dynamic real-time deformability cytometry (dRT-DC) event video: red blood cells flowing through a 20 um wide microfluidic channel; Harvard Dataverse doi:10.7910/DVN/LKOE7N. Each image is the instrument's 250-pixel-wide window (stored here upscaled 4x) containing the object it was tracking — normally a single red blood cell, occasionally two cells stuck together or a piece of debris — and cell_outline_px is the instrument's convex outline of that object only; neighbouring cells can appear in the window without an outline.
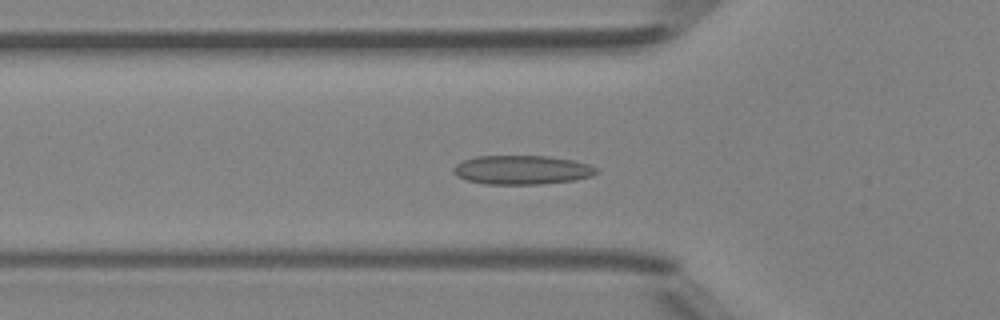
{"species": "Egyptian fruit bat (a non-hibernating species)", "species_latin": "Rousettus aegyptiacus", "temperature_condition": "room temperature", "stored_images_in_passage": 48, "camera_frame_rate_fps": 3000, "um_per_image_px": 0.085, "animal": {"sex": "female"}, "frame": {"image": 1, "passage_image": 16, "time_ms": 5.0, "image_size_px": [1000, 320], "cell_outline_px": [[600, 172], [592, 176], [572, 180], [540, 184], [484, 184], [468, 180], [456, 176], [452, 172], [452, 168], [456, 164], [464, 160], [476, 156], [548, 156], [572, 160], [588, 164], [596, 168]], "centroid_in_image_um": [44.34, 14.44], "position_along_channel_um": 81.5, "area_um2": 24.16}}
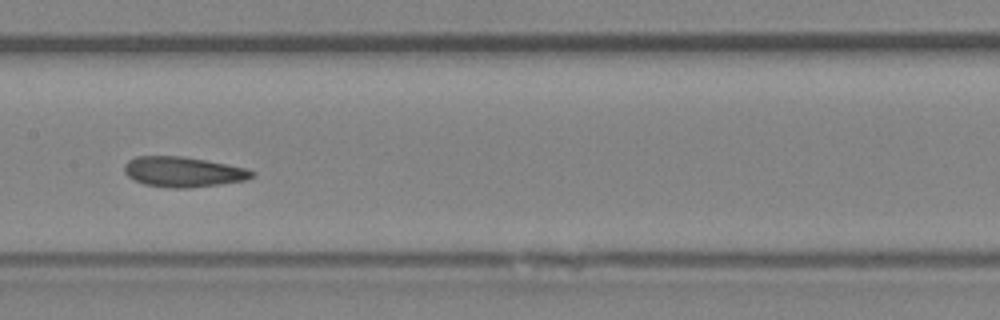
{"frame": {"image": 2, "passage_image": 24, "time_ms": 7.667, "image_size_px": [1000, 320], "cell_outline_px": [[256, 176], [244, 180], [220, 184], [188, 188], [172, 188], [144, 184], [128, 176], [124, 172], [124, 164], [128, 160], [136, 156], [184, 156], [228, 164], [248, 168], [256, 172]], "centroid_in_image_um": [15.6, 14.6], "position_along_channel_um": 191.8, "area_um2": 22.6}}
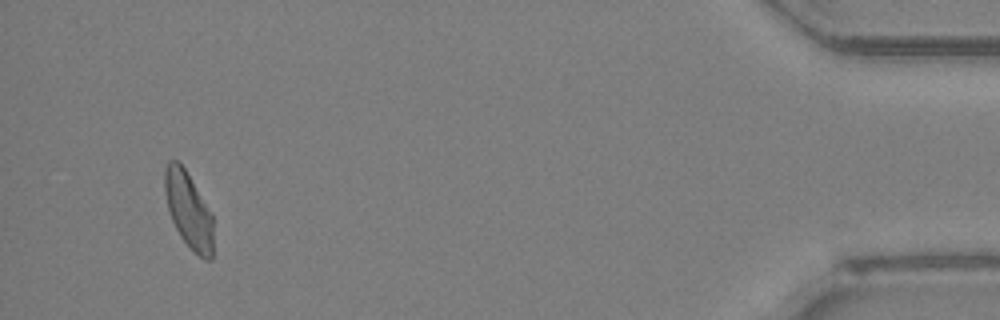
{"frame": {"image": 3, "passage_image": 46, "time_ms": 15.0, "image_size_px": [1000, 320], "cell_outline_px": [[212, 260], [204, 260], [180, 236], [172, 220], [168, 208], [164, 192], [164, 168], [168, 160], [180, 160], [212, 216]], "centroid_in_image_um": [15.99, 17.8], "position_along_channel_um": 419.2, "area_um2": 21.1}, "authors_computed_cell_mechanics": {"area_um2": 22.5998, "velocity_mm_per_s": 4.1528, "shape_relaxation_time_tau1_ms": 5.0513, "shape_relaxation_time_tau2_ms": 1.7228, "deformation_change_tau1": 0.0968, "deformation_change_tau2": 0.0668}}